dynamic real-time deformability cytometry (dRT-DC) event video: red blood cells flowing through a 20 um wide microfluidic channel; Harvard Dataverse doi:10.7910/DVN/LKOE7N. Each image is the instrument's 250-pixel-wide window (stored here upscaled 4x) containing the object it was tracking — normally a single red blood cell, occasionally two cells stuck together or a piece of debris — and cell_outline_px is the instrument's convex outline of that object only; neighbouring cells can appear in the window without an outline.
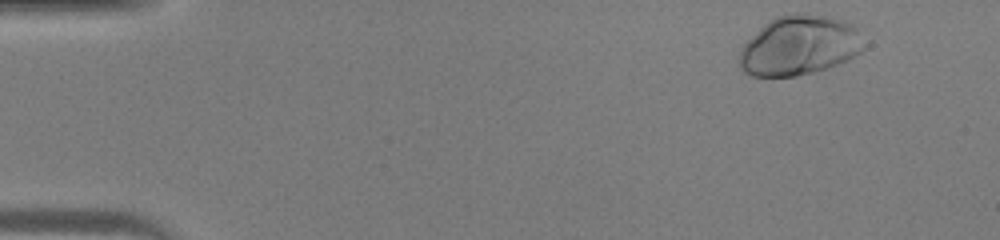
{"species": "human", "species_latin": "Homo sapiens", "temperature_condition": "warm", "stored_images_in_passage": 43, "camera_frame_rate_fps": 3000, "um_per_image_px": 0.085, "donor": {"sex": "male"}, "frame": {"image": 1, "passage_image": 2, "time_ms": 0.333, "image_size_px": [1000, 240], "cell_outline_px": [[872, 44], [848, 60], [828, 68], [796, 76], [752, 76], [744, 72], [740, 68], [740, 52], [744, 44], [764, 24], [776, 16], [796, 12], [824, 16], [844, 20], [852, 24]], "centroid_in_image_um": [68.03, 3.86], "position_along_channel_um": 17.0, "area_um2": 43.7}}
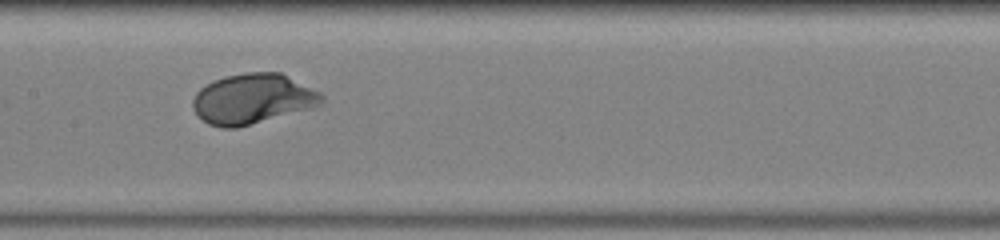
{"frame": {"image": 2, "passage_image": 21, "time_ms": 6.667, "image_size_px": [1000, 240], "cell_outline_px": [[324, 100], [320, 104], [312, 108], [236, 128], [220, 128], [208, 124], [196, 116], [192, 108], [192, 100], [196, 92], [200, 88], [212, 80], [224, 76], [244, 72], [280, 72], [320, 92], [324, 96]], "centroid_in_image_um": [21.43, 8.4], "position_along_channel_um": 186.0, "area_um2": 37.97}}
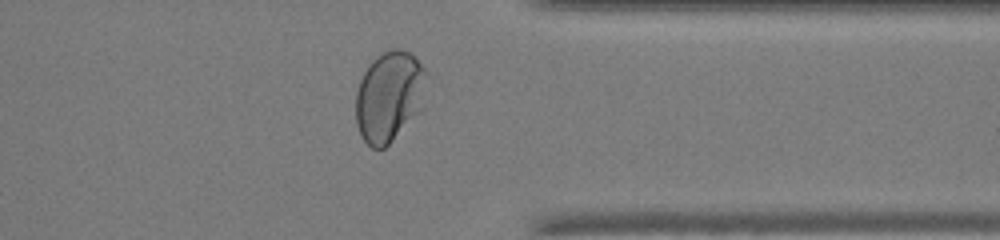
{"frame": {"image": 3, "passage_image": 34, "time_ms": 11.0, "image_size_px": [1000, 240], "cell_outline_px": [[428, 72], [424, 108], [384, 148], [372, 148], [364, 140], [356, 124], [356, 92], [360, 80], [368, 64], [376, 56], [392, 48], [400, 48], [408, 52]], "centroid_in_image_um": [33.11, 8.18], "position_along_channel_um": 378.3, "area_um2": 37.63}}